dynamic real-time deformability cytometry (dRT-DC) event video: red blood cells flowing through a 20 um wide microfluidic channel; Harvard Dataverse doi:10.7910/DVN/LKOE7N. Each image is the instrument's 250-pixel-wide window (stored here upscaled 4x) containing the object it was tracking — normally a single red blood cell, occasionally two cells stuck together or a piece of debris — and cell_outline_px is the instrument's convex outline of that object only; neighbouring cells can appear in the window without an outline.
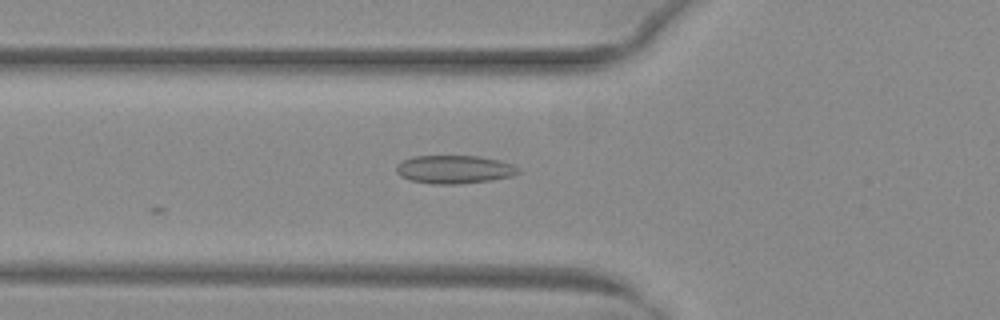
{"species": "common noctule bat (a hibernating species)", "species_latin": "Nyctalus noctula", "temperature_condition": "warm", "stored_images_in_passage": 8, "camera_frame_rate_fps": 3000, "um_per_image_px": 0.085, "animal": {"sex": "female", "body_mass_g": 29.2, "forearm_length_mm": 56.3}, "frame": {"image": 1, "passage_image": 4, "time_ms": 1.0, "image_size_px": [1000, 320], "cell_outline_px": [[520, 172], [512, 176], [492, 180], [460, 184], [432, 184], [412, 180], [400, 176], [396, 172], [396, 164], [412, 156], [480, 156], [500, 160], [512, 164], [520, 168]], "centroid_in_image_um": [38.63, 14.4], "position_along_channel_um": 87.2, "area_um2": 20.23}}
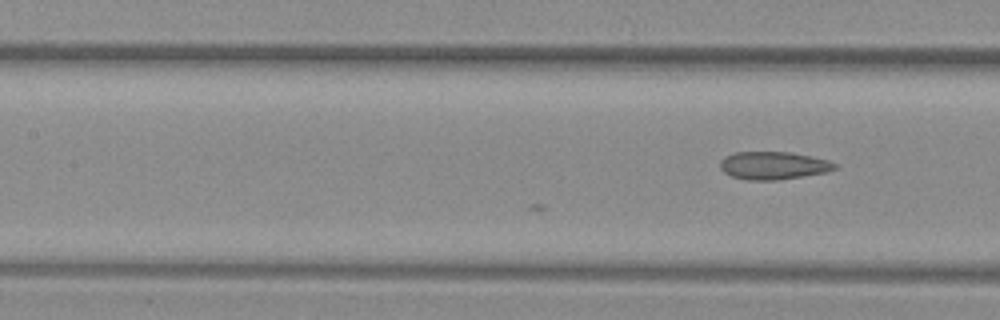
{"frame": {"image": 2, "passage_image": 8, "time_ms": 2.333, "image_size_px": [1000, 320], "cell_outline_px": [[836, 168], [828, 172], [776, 180], [748, 180], [732, 176], [724, 172], [720, 168], [720, 160], [724, 156], [732, 152], [792, 152], [828, 160], [836, 164]], "centroid_in_image_um": [65.71, 14.06], "position_along_channel_um": 141.7, "area_um2": 18.61}}